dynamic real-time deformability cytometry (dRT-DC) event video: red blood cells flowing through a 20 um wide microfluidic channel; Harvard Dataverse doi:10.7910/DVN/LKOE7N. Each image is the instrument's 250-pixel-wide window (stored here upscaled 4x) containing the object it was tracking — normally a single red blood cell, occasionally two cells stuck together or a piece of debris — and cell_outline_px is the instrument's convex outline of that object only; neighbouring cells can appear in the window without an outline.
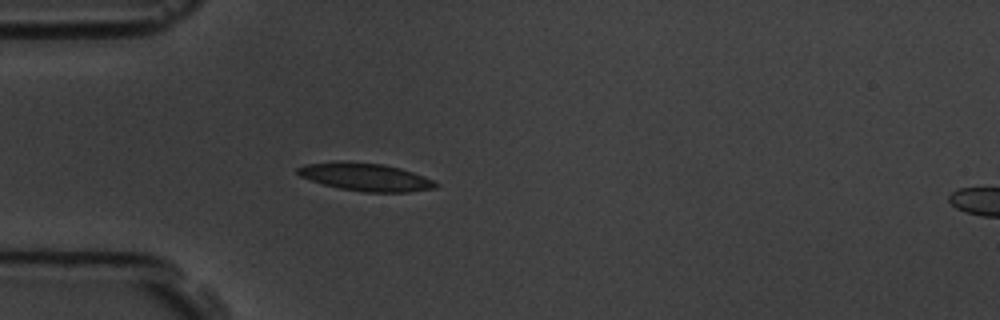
{"species": "common noctule bat (a hibernating species)", "species_latin": "Nyctalus noctula", "temperature_condition": "room temperature", "stored_images_in_passage": 4, "camera_frame_rate_fps": 3000, "um_per_image_px": 0.085, "animal": {"sex": "male", "body_mass_g": 19.5, "forearm_length_mm": 54.6}, "frame": {"image": 1, "passage_image": 4, "time_ms": 3.667, "image_size_px": [1000, 320], "cell_outline_px": [[440, 184], [436, 188], [408, 192], [364, 192], [340, 188], [324, 184], [300, 176], [296, 172], [296, 168], [304, 164], [332, 160], [344, 160], [384, 164], [400, 168], [424, 176]], "centroid_in_image_um": [31.04, 15.02], "position_along_channel_um": 54.0, "area_um2": 22.66}}